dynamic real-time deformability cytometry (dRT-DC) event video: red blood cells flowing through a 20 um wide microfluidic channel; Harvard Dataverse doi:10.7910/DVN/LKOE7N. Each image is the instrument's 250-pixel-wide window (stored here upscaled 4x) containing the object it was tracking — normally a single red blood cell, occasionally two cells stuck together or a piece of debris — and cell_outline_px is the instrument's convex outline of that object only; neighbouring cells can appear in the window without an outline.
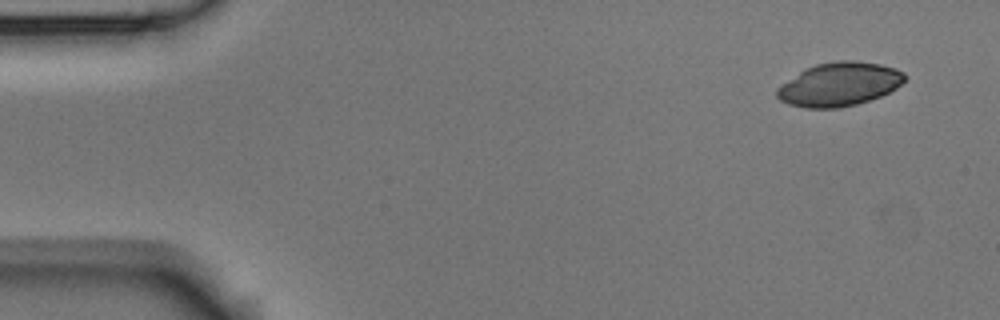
{"species": "Egyptian fruit bat (a non-hibernating species)", "species_latin": "Rousettus aegyptiacus", "temperature_condition": "room temperature", "stored_images_in_passage": 5, "camera_frame_rate_fps": 3000, "um_per_image_px": 0.085, "animal": {"sex": "male"}, "frame": {"image": 1, "passage_image": 1, "time_ms": 0.0, "image_size_px": [1000, 320], "cell_outline_px": [[908, 76], [896, 88], [880, 96], [856, 104], [840, 108], [804, 108], [788, 104], [780, 100], [776, 96], [776, 88], [800, 72], [816, 64], [836, 60], [856, 60], [880, 64], [896, 68], [904, 72]], "centroid_in_image_um": [71.35, 7.16], "position_along_channel_um": 13.7, "area_um2": 32.48}}